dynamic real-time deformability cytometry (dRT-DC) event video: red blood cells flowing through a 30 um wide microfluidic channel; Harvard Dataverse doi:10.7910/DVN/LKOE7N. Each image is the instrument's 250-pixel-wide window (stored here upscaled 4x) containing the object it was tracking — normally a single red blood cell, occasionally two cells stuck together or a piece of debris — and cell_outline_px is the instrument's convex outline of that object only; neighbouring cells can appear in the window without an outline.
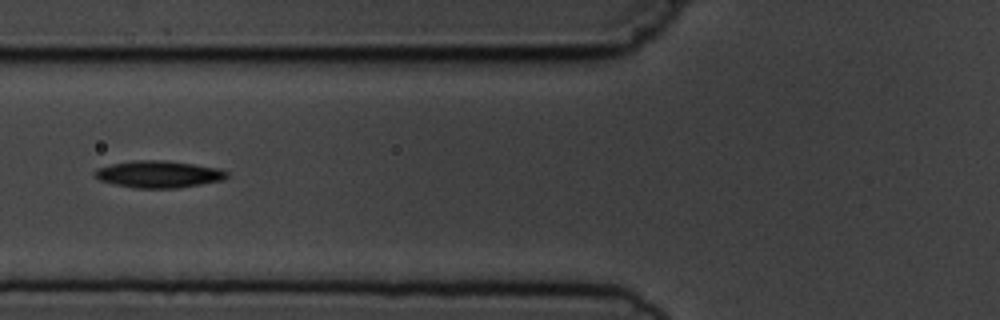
{"species": "common noctule bat (a hibernating species)", "species_latin": "Nyctalus noctula", "temperature_condition": "cold", "stored_images_in_passage": 6, "camera_frame_rate_fps": 3000, "um_per_image_px": 0.085, "animal": {"sex": "male", "body_mass_g": 19.5, "forearm_length_mm": 54.6}, "frame": {"image": 1, "passage_image": 3, "time_ms": 2.333, "image_size_px": [1000, 320], "cell_outline_px": [[228, 176], [224, 180], [176, 188], [136, 188], [116, 184], [100, 180], [92, 176], [92, 172], [96, 168], [112, 164], [132, 160], [164, 160], [220, 168], [228, 172]], "centroid_in_image_um": [13.46, 14.8], "position_along_channel_um": 112.3, "area_um2": 20.81}}
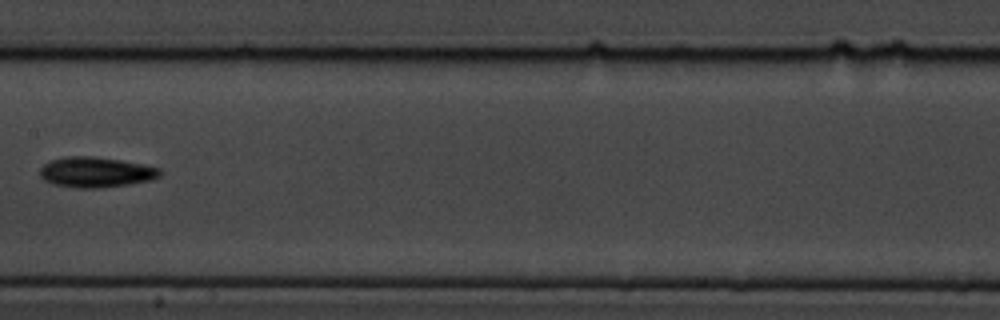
{"frame": {"image": 2, "passage_image": 5, "time_ms": 4.667, "image_size_px": [1000, 320], "cell_outline_px": [[160, 176], [152, 180], [128, 184], [100, 188], [76, 188], [52, 184], [44, 180], [40, 176], [40, 168], [44, 164], [52, 160], [64, 156], [92, 156], [120, 160], [160, 168]], "centroid_in_image_um": [8.11, 14.64], "position_along_channel_um": 199.3, "area_um2": 21.21}}
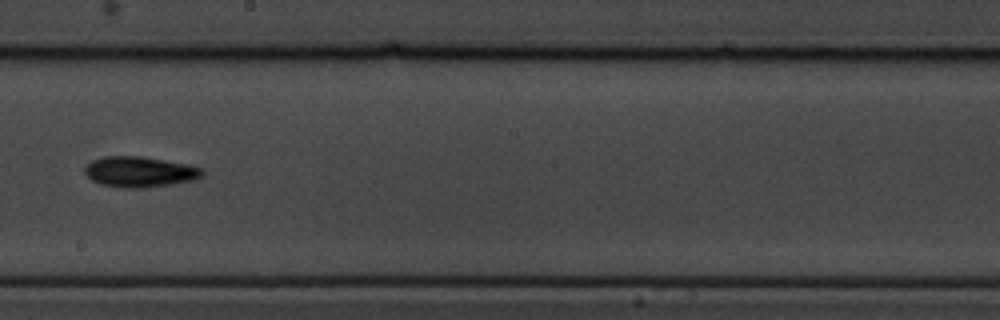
{"frame": {"image": 3, "passage_image": 6, "time_ms": 5.667, "image_size_px": [1000, 320], "cell_outline_px": [[204, 176], [196, 180], [172, 184], [140, 188], [120, 188], [100, 184], [92, 180], [84, 172], [84, 168], [92, 160], [104, 156], [140, 156], [188, 164], [204, 168]], "centroid_in_image_um": [11.91, 14.61], "position_along_channel_um": 236.3, "area_um2": 21.15}}